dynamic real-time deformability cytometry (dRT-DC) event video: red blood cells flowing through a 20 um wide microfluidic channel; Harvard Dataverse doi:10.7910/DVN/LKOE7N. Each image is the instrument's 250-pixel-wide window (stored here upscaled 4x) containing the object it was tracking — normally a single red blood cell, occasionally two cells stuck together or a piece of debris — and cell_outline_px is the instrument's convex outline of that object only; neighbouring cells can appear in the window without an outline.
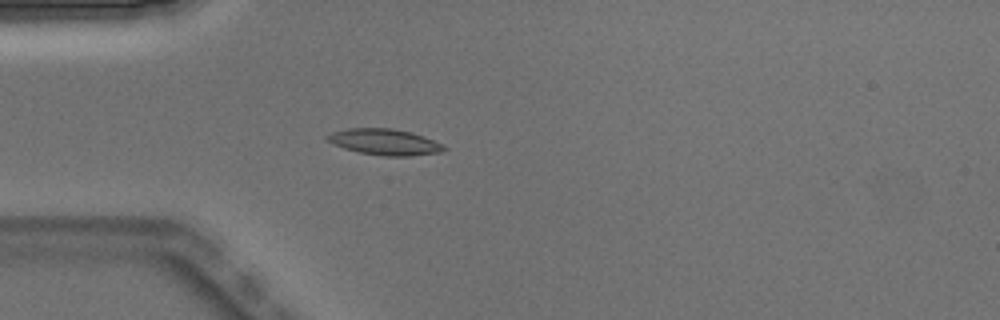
{"species": "Egyptian fruit bat (a non-hibernating species)", "species_latin": "Rousettus aegyptiacus", "temperature_condition": "warm", "stored_images_in_passage": 4, "camera_frame_rate_fps": 3000, "um_per_image_px": 0.085, "animal": {"sex": "male"}, "frame": {"image": 1, "passage_image": 4, "time_ms": 1.0, "image_size_px": [1000, 320], "cell_outline_px": [[448, 148], [444, 152], [408, 156], [384, 156], [360, 152], [344, 148], [332, 144], [324, 136], [332, 132], [348, 128], [392, 128], [412, 132], [444, 144]], "centroid_in_image_um": [32.73, 12.06], "position_along_channel_um": 52.3, "area_um2": 17.86}}